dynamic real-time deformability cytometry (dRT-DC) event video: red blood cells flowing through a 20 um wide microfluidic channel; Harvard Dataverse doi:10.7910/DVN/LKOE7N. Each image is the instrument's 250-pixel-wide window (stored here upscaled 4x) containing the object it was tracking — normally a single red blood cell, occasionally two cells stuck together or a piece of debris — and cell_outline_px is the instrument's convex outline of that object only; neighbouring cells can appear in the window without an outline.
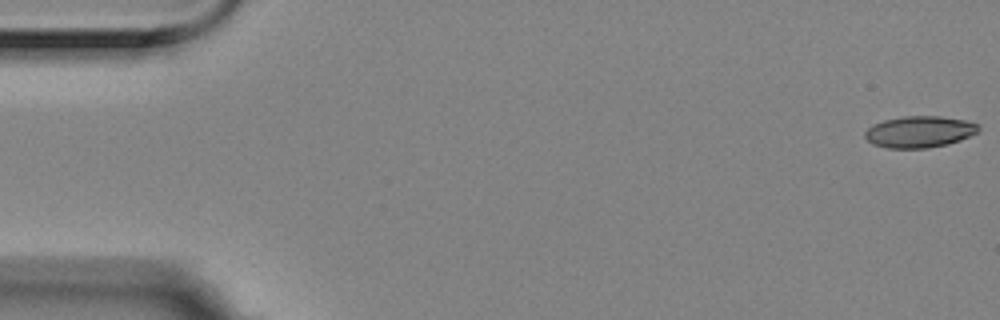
{"species": "Egyptian fruit bat (a non-hibernating species)", "species_latin": "Rousettus aegyptiacus", "temperature_condition": "room temperature", "stored_images_in_passage": 9, "camera_frame_rate_fps": 3000, "um_per_image_px": 0.085, "animal": {"sex": "female"}, "frame": {"image": 1, "passage_image": 1, "time_ms": 0.0, "image_size_px": [1000, 320], "cell_outline_px": [[980, 132], [960, 140], [948, 144], [928, 148], [888, 148], [872, 144], [864, 136], [864, 132], [872, 124], [884, 120], [904, 116], [940, 116], [968, 120], [980, 124]], "centroid_in_image_um": [78.19, 11.19], "position_along_channel_um": 6.8, "area_um2": 21.15}}
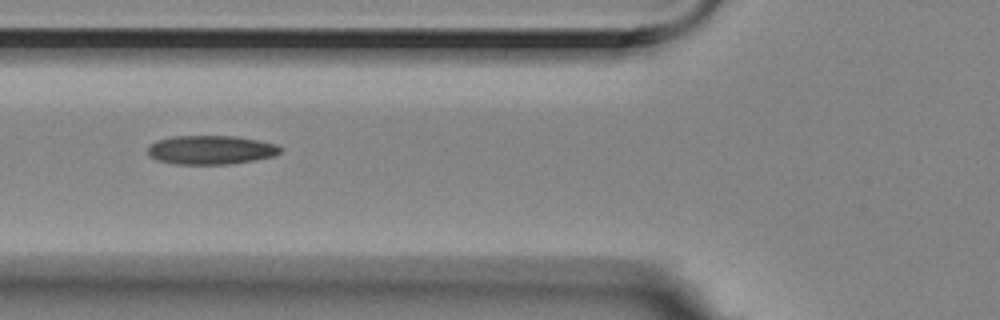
{"frame": {"image": 2, "passage_image": 7, "time_ms": 2.0, "image_size_px": [1000, 320], "cell_outline_px": [[284, 148], [280, 152], [272, 156], [252, 160], [228, 164], [176, 164], [156, 160], [148, 152], [148, 148], [156, 140], [172, 136], [236, 136], [276, 144]], "centroid_in_image_um": [17.92, 12.73], "position_along_channel_um": 107.9, "area_um2": 22.14}}
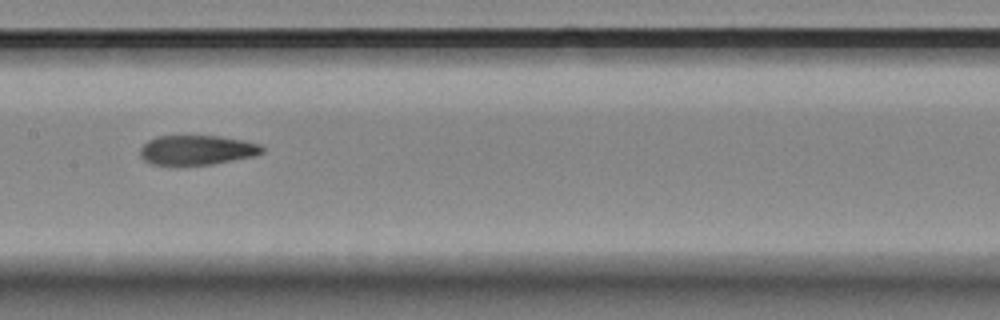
{"frame": {"image": 3, "passage_image": 9, "time_ms": 2.667, "image_size_px": [1000, 320], "cell_outline_px": [[264, 152], [256, 156], [212, 164], [152, 164], [144, 160], [140, 156], [140, 148], [148, 140], [156, 136], [216, 136], [244, 140], [260, 144], [264, 148]], "centroid_in_image_um": [16.77, 12.74], "position_along_channel_um": 190.6, "area_um2": 20.98}}